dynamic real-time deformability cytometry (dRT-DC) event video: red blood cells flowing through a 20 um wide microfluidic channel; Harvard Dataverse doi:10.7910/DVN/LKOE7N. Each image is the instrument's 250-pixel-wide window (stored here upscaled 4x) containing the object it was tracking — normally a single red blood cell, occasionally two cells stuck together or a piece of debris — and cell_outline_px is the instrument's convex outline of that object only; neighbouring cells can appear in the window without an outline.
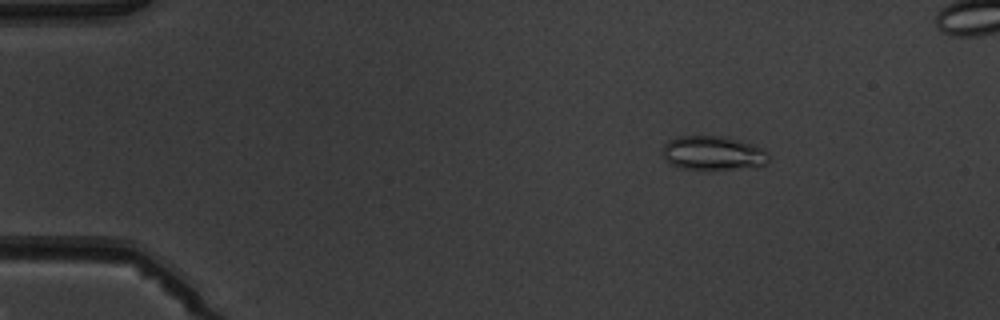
{"species": "common noctule bat (a hibernating species)", "species_latin": "Nyctalus noctula", "temperature_condition": "warm", "stored_images_in_passage": 5, "camera_frame_rate_fps": 3000, "um_per_image_px": 0.085, "animal": {"sex": "male", "body_mass_g": 19.5, "forearm_length_mm": 54.6}, "frame": {"image": 1, "passage_image": 2, "time_ms": 1.333, "image_size_px": [1000, 320], "cell_outline_px": [[768, 160], [764, 164], [732, 168], [680, 168], [672, 164], [664, 156], [664, 144], [668, 140], [676, 136], [720, 136], [740, 140], [764, 148], [768, 152]], "centroid_in_image_um": [60.6, 12.97], "position_along_channel_um": 24.4, "area_um2": 20.46}}